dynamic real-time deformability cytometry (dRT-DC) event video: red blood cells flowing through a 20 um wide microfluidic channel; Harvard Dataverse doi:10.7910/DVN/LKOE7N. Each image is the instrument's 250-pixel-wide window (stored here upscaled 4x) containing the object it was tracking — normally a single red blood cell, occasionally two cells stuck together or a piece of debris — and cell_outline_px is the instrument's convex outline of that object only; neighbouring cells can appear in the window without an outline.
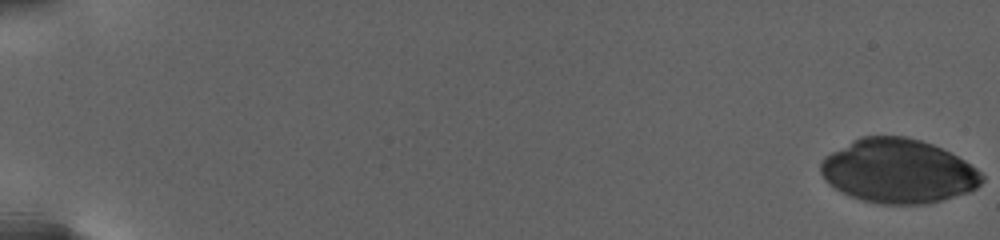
{"species": "human", "species_latin": "Homo sapiens", "temperature_condition": "warm", "stored_images_in_passage": 20, "camera_frame_rate_fps": 3000, "um_per_image_px": 0.085, "donor": {"sex": "female"}, "frame": {"image": 1, "passage_image": 1, "time_ms": 0.0, "image_size_px": [1000, 240], "cell_outline_px": [[984, 180], [976, 188], [968, 192], [944, 200], [928, 204], [880, 204], [860, 200], [848, 196], [840, 192], [828, 184], [824, 180], [820, 172], [820, 164], [824, 156], [852, 140], [860, 136], [908, 136], [932, 144], [964, 160], [976, 168], [984, 176]], "centroid_in_image_um": [76.31, 14.55], "position_along_channel_um": 8.7, "area_um2": 60.63}}